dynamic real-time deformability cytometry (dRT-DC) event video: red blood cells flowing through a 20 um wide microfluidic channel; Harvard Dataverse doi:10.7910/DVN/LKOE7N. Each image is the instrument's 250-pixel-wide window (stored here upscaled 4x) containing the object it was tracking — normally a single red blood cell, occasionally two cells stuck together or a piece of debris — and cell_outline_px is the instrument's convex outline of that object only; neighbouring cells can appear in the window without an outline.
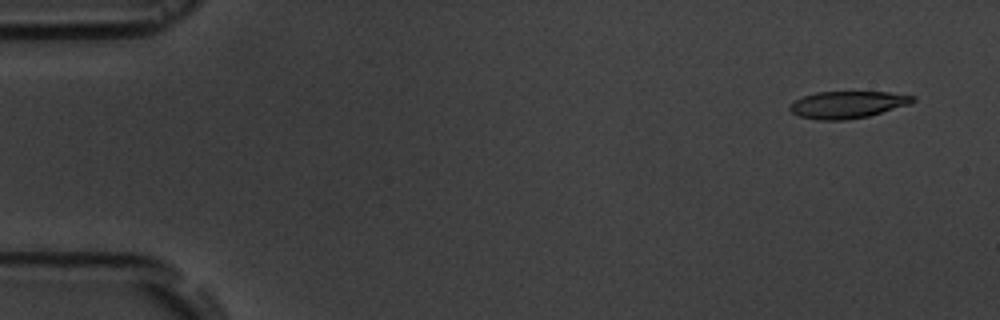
{"species": "common noctule bat (a hibernating species)", "species_latin": "Nyctalus noctula", "temperature_condition": "room temperature", "stored_images_in_passage": 4, "camera_frame_rate_fps": 3000, "um_per_image_px": 0.085, "animal": {"sex": "male", "body_mass_g": 19.5, "forearm_length_mm": 54.6}, "frame": {"image": 1, "passage_image": 1, "time_ms": 0.0, "image_size_px": [1000, 320], "cell_outline_px": [[916, 100], [912, 104], [868, 116], [844, 120], [820, 120], [800, 116], [792, 112], [788, 108], [796, 100], [804, 96], [816, 92], [888, 92], [916, 96]], "centroid_in_image_um": [72.1, 8.89], "position_along_channel_um": 12.9, "area_um2": 19.31}}
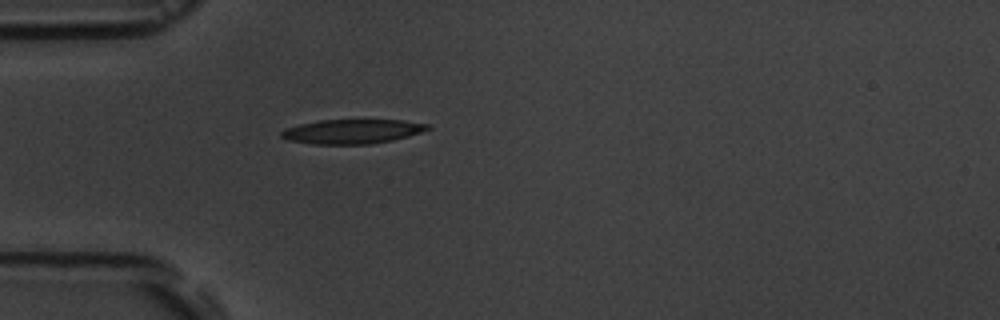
{"frame": {"image": 2, "passage_image": 4, "time_ms": 4.333, "image_size_px": [1000, 320], "cell_outline_px": [[432, 128], [408, 136], [392, 140], [372, 144], [312, 144], [288, 140], [280, 136], [280, 132], [284, 128], [300, 124], [320, 120], [404, 120], [428, 124]], "centroid_in_image_um": [29.92, 11.17], "position_along_channel_um": 55.1, "area_um2": 20.81}}